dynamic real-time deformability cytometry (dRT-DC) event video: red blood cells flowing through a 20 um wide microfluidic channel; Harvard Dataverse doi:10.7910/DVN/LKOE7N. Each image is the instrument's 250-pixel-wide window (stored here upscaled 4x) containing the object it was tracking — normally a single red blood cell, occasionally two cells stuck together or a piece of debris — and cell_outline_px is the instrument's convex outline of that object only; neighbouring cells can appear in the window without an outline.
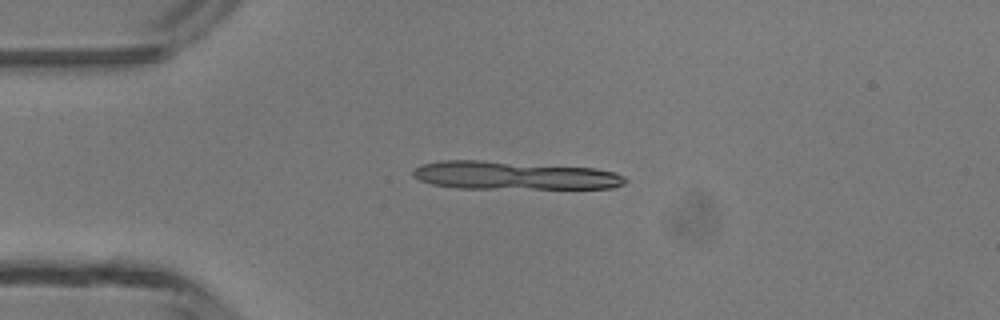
{"species": "common noctule bat (a hibernating species)", "species_latin": "Nyctalus noctula", "temperature_condition": "room temperature", "stored_images_in_passage": 3, "camera_frame_rate_fps": 3000, "um_per_image_px": 0.085, "animal": {"sex": "male", "body_mass_g": 13.3}, "frame": {"image": 1, "passage_image": 2, "time_ms": 1.333, "image_size_px": [1000, 320], "cell_outline_px": [[628, 180], [624, 184], [612, 188], [456, 188], [432, 184], [420, 180], [412, 176], [412, 168], [420, 164], [440, 160], [480, 160], [596, 168], [616, 172], [624, 176]], "centroid_in_image_um": [43.66, 14.9], "position_along_channel_um": 41.3, "area_um2": 35.14}}